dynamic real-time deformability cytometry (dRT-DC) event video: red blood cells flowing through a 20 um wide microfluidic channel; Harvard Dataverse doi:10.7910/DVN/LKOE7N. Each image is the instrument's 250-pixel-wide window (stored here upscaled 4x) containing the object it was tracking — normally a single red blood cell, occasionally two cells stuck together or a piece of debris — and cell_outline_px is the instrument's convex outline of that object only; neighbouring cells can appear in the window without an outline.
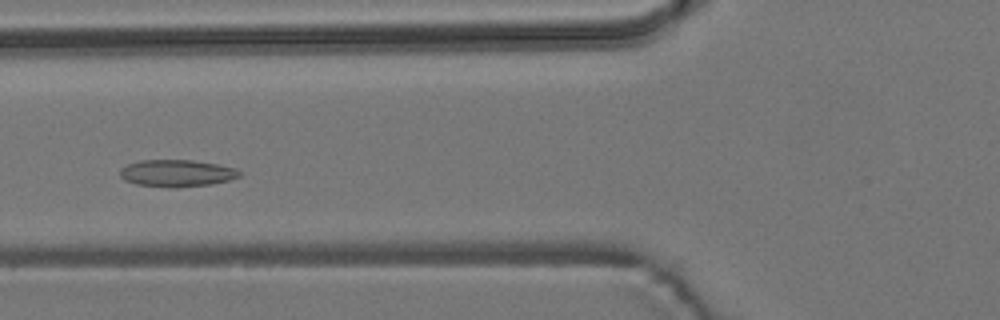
{"species": "common noctule bat (a hibernating species)", "species_latin": "Nyctalus noctula", "temperature_condition": "room temperature", "stored_images_in_passage": 13, "camera_frame_rate_fps": 3000, "um_per_image_px": 0.085, "animal": {"sex": "male", "body_mass_g": 19.2, "forearm_length_mm": 51.8}, "frame": {"image": 1, "passage_image": 6, "time_ms": 1.667, "image_size_px": [1000, 320], "cell_outline_px": [[244, 172], [240, 176], [228, 180], [212, 184], [176, 188], [168, 188], [136, 184], [124, 180], [120, 176], [120, 168], [128, 164], [140, 160], [192, 160], [216, 164], [236, 168]], "centroid_in_image_um": [15.03, 14.73], "position_along_channel_um": 110.8, "area_um2": 19.02}}
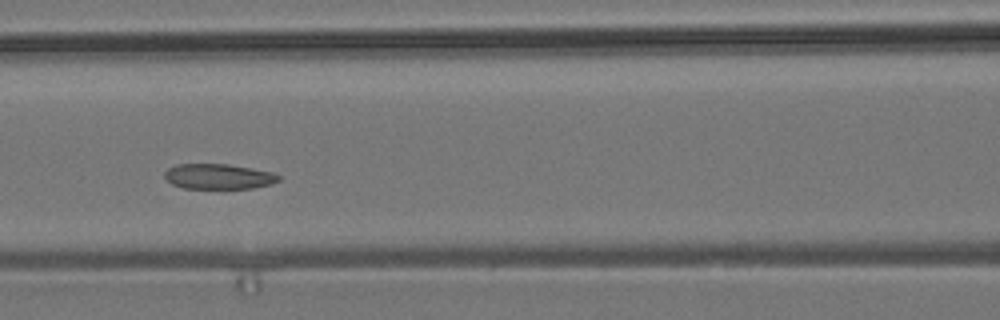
{"frame": {"image": 2, "passage_image": 9, "time_ms": 2.667, "image_size_px": [1000, 320], "cell_outline_px": [[280, 180], [272, 184], [252, 188], [184, 188], [172, 184], [164, 176], [164, 172], [168, 168], [176, 164], [228, 164], [272, 172], [280, 176]], "centroid_in_image_um": [18.57, 15.0], "position_along_channel_um": 148.0, "area_um2": 16.7}}
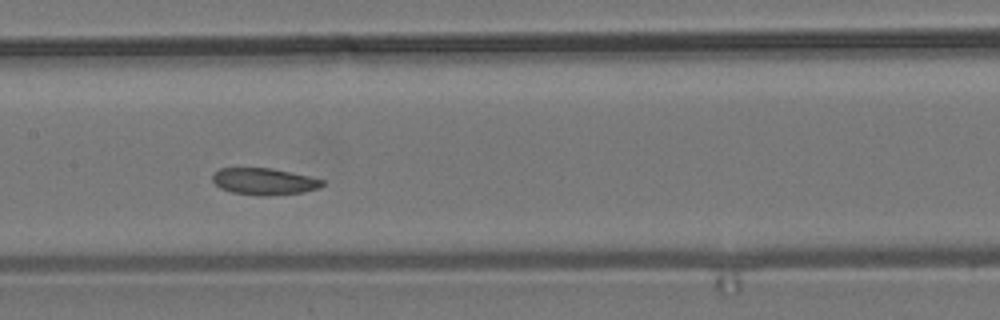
{"frame": {"image": 3, "passage_image": 12, "time_ms": 3.667, "image_size_px": [1000, 320], "cell_outline_px": [[324, 184], [320, 188], [304, 192], [268, 196], [260, 196], [232, 192], [220, 188], [212, 180], [212, 176], [220, 168], [272, 168], [308, 176], [324, 180]], "centroid_in_image_um": [22.47, 15.43], "position_along_channel_um": 184.9, "area_um2": 17.11}}